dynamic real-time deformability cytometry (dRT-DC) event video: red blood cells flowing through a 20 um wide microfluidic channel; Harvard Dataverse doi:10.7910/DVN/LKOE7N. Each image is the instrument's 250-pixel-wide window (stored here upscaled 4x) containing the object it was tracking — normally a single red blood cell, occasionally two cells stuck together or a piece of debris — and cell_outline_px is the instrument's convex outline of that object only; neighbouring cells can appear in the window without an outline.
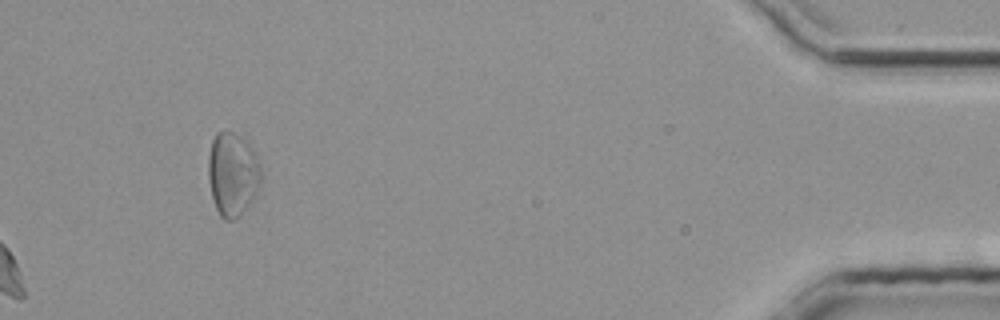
{"species": "common noctule bat (a hibernating species)", "species_latin": "Nyctalus noctula", "temperature_condition": "room temperature", "stored_images_in_passage": 31, "camera_frame_rate_fps": 3000, "um_per_image_px": 0.085, "animal": {"sex": "male", "body_mass_g": 20.4}, "frame": {"image": 1, "passage_image": 31, "time_ms": 10.0, "image_size_px": [1000, 320], "cell_outline_px": [[264, 176], [248, 208], [240, 216], [232, 220], [224, 220], [220, 216], [216, 208], [212, 196], [208, 180], [208, 156], [212, 140], [216, 132], [224, 128], [232, 132], [244, 140], [248, 144], [256, 156]], "centroid_in_image_um": [19.77, 14.81], "position_along_channel_um": 415.4, "area_um2": 26.07}}